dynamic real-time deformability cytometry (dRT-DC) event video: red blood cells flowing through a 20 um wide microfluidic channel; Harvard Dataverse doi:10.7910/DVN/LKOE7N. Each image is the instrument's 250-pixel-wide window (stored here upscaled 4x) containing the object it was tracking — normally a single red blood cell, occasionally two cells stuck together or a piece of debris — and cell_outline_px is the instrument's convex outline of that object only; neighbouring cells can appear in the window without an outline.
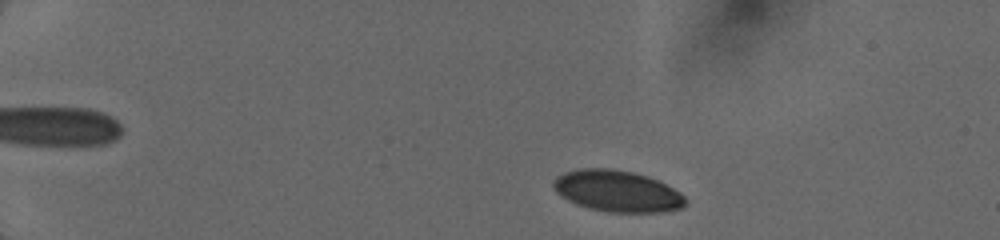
{"species": "human", "species_latin": "Homo sapiens", "temperature_condition": "cold", "stored_images_in_passage": 18, "camera_frame_rate_fps": 3000, "um_per_image_px": 0.085, "donor": {"sex": "female"}, "frame": {"image": 1, "passage_image": 3, "time_ms": 1.0, "image_size_px": [1000, 240], "cell_outline_px": [[688, 204], [684, 208], [664, 212], [608, 212], [588, 208], [576, 204], [560, 196], [556, 192], [552, 184], [552, 180], [556, 176], [564, 172], [580, 168], [612, 168], [632, 172], [648, 176], [660, 180], [680, 192], [688, 200]], "centroid_in_image_um": [52.49, 16.24], "position_along_channel_um": 32.5, "area_um2": 32.43}}
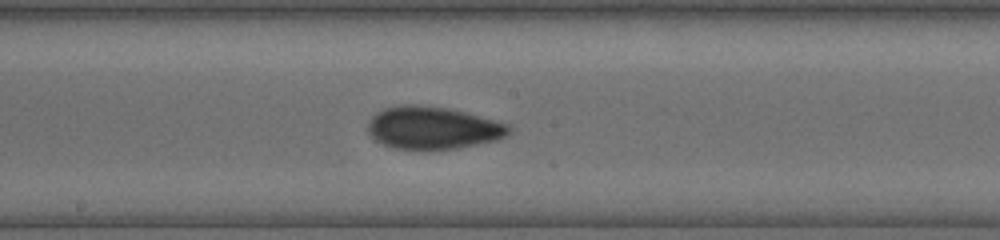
{"frame": {"image": 2, "passage_image": 15, "time_ms": 7.667, "image_size_px": [1000, 240], "cell_outline_px": [[512, 132], [508, 136], [500, 140], [456, 148], [396, 148], [384, 144], [376, 140], [368, 132], [368, 124], [372, 116], [376, 112], [384, 108], [400, 104], [416, 104], [448, 108], [512, 124]], "centroid_in_image_um": [36.86, 10.84], "position_along_channel_um": 211.3, "area_um2": 34.97}}
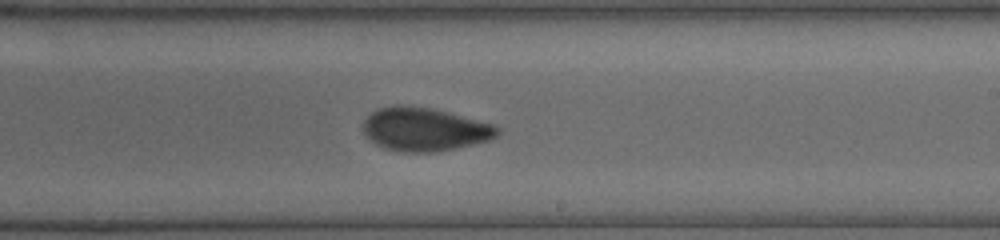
{"frame": {"image": 3, "passage_image": 18, "time_ms": 8.667, "image_size_px": [1000, 240], "cell_outline_px": [[500, 132], [496, 136], [488, 140], [456, 148], [432, 152], [396, 152], [384, 148], [376, 144], [364, 132], [364, 120], [372, 112], [380, 108], [392, 104], [400, 104], [432, 108], [496, 124], [500, 128]], "centroid_in_image_um": [36.1, 10.98], "position_along_channel_um": 252.9, "area_um2": 34.04}}